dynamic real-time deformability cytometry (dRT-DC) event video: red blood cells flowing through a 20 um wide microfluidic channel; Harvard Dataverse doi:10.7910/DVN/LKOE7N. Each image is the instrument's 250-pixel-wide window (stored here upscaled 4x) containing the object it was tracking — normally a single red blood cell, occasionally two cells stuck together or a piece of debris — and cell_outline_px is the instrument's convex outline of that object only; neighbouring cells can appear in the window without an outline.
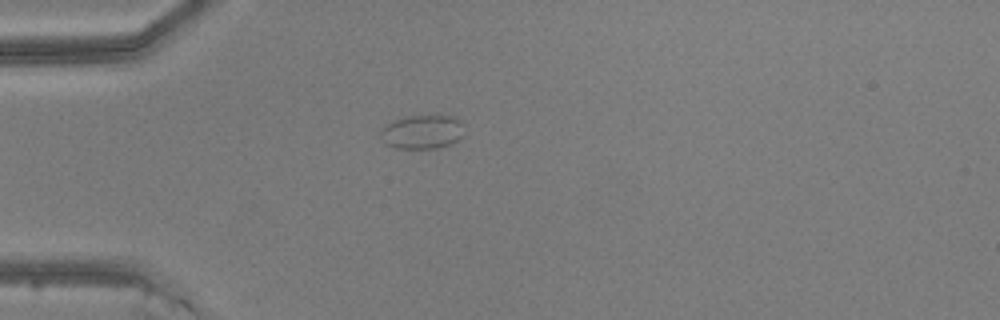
{"species": "common noctule bat (a hibernating species)", "species_latin": "Nyctalus noctula", "temperature_condition": "warm", "stored_images_in_passage": 7, "camera_frame_rate_fps": 3000, "um_per_image_px": 0.085, "animal": {"sex": "male", "body_mass_g": 20.5, "forearm_length_mm": 52.5}, "frame": {"image": 1, "passage_image": 1, "time_ms": 0.0, "image_size_px": [1000, 320], "cell_outline_px": [[464, 136], [460, 140], [452, 144], [436, 148], [396, 148], [380, 140], [380, 132], [388, 124], [404, 116], [456, 116], [460, 120]], "centroid_in_image_um": [35.93, 11.22], "position_along_channel_um": 49.1, "area_um2": 16.53}}
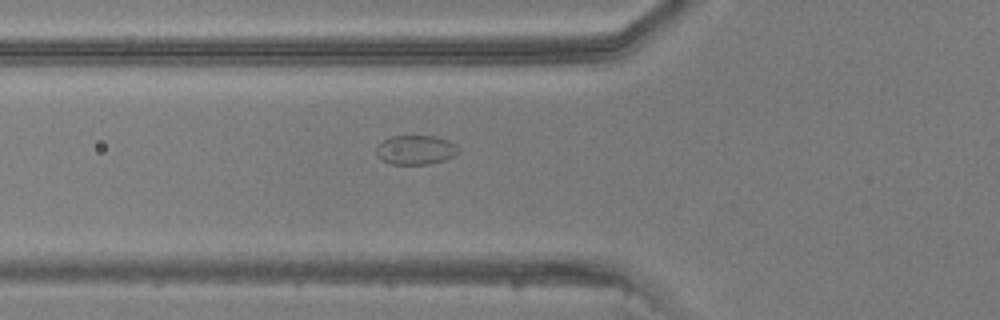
{"frame": {"image": 2, "passage_image": 5, "time_ms": 1.333, "image_size_px": [1000, 320], "cell_outline_px": [[460, 152], [456, 156], [444, 160], [428, 164], [388, 164], [380, 160], [376, 156], [376, 144], [392, 136], [436, 136], [448, 140], [456, 144], [460, 148]], "centroid_in_image_um": [35.33, 12.75], "position_along_channel_um": 90.5, "area_um2": 14.39}}